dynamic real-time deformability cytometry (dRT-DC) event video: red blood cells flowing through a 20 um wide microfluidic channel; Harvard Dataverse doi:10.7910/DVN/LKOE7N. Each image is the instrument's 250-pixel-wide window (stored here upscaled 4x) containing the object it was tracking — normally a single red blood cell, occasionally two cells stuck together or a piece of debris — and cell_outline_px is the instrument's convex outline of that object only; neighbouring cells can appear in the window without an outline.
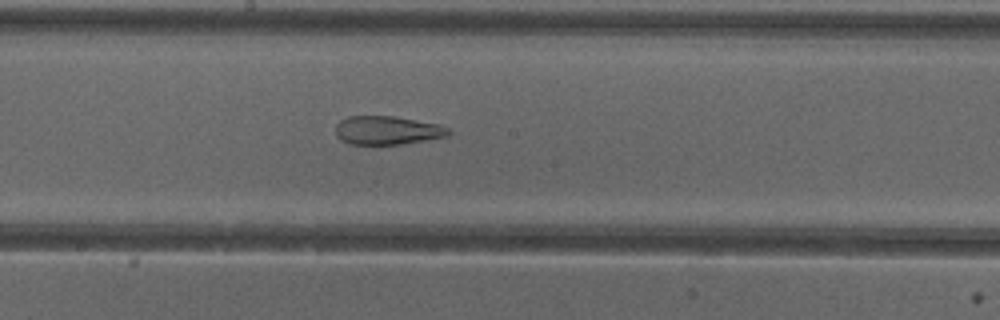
{"species": "common noctule bat (a hibernating species)", "species_latin": "Nyctalus noctula", "temperature_condition": "cold", "stored_images_in_passage": 51, "segment_of_instrument_passage": [2, 2], "camera_frame_rate_fps": 3000, "um_per_image_px": 0.085, "animal": {"sex": "female"}, "frame": {"image": 1, "passage_image": 28, "time_ms": 9.0, "image_size_px": [1000, 320], "cell_outline_px": [[452, 132], [448, 136], [400, 144], [348, 144], [340, 140], [336, 136], [336, 124], [340, 120], [348, 116], [392, 116], [440, 124], [448, 128]], "centroid_in_image_um": [32.9, 11.07], "position_along_channel_um": 215.3, "area_um2": 18.84}}
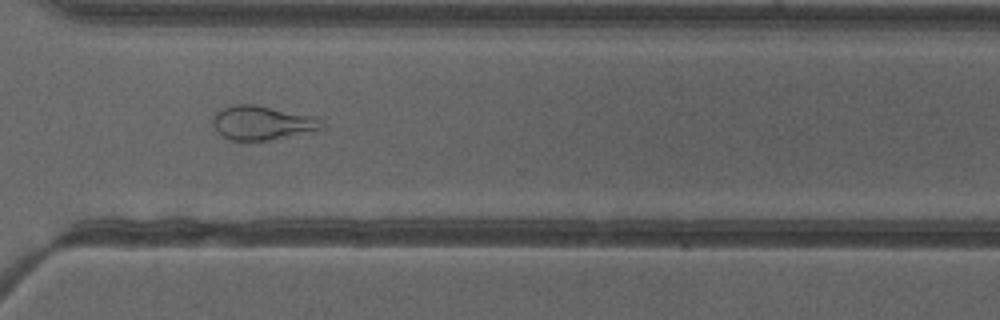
{"frame": {"image": 2, "passage_image": 38, "time_ms": 12.333, "image_size_px": [1000, 320], "cell_outline_px": [[324, 128], [268, 140], [228, 140], [220, 136], [212, 124], [212, 120], [216, 112], [220, 108], [232, 104], [252, 104], [316, 116], [324, 120]], "centroid_in_image_um": [22.25, 10.43], "position_along_channel_um": 348.4, "area_um2": 21.73}}
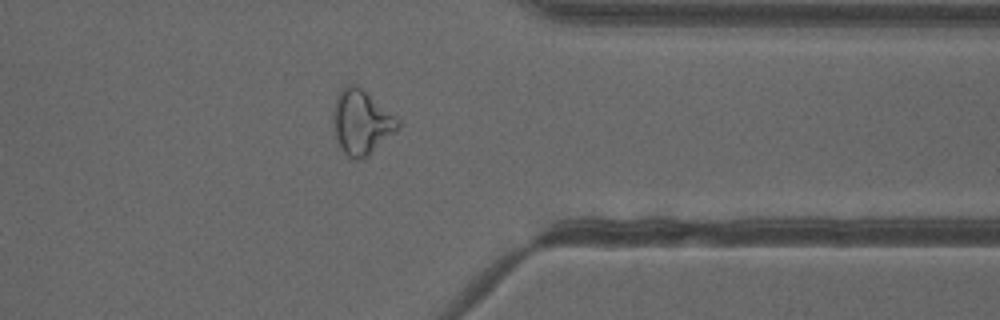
{"frame": {"image": 3, "passage_image": 41, "time_ms": 13.333, "image_size_px": [1000, 320], "cell_outline_px": [[400, 128], [396, 132], [368, 156], [360, 160], [356, 160], [348, 156], [340, 148], [336, 140], [332, 124], [332, 112], [336, 96], [344, 84], [356, 84], [400, 120]], "centroid_in_image_um": [30.69, 10.4], "position_along_channel_um": 380.7, "area_um2": 24.62}}